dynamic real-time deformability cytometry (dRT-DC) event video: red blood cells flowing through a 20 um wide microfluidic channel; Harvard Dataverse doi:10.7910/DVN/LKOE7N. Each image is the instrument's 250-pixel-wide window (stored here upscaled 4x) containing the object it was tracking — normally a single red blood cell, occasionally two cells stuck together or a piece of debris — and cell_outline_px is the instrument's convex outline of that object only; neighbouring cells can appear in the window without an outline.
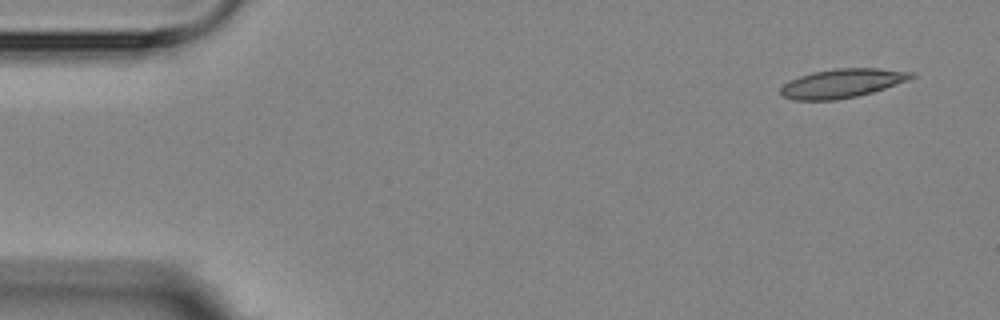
{"species": "Egyptian fruit bat (a non-hibernating species)", "species_latin": "Rousettus aegyptiacus", "temperature_condition": "room temperature", "stored_images_in_passage": 5, "camera_frame_rate_fps": 3000, "um_per_image_px": 0.085, "animal": {"sex": "female"}, "frame": {"image": 1, "passage_image": 1, "time_ms": 0.0, "image_size_px": [1000, 320], "cell_outline_px": [[916, 76], [908, 80], [872, 92], [856, 96], [836, 100], [792, 100], [780, 96], [780, 88], [788, 80], [812, 72], [836, 68], [876, 68], [916, 72]], "centroid_in_image_um": [71.55, 7.08], "position_along_channel_um": 13.4, "area_um2": 22.14}}
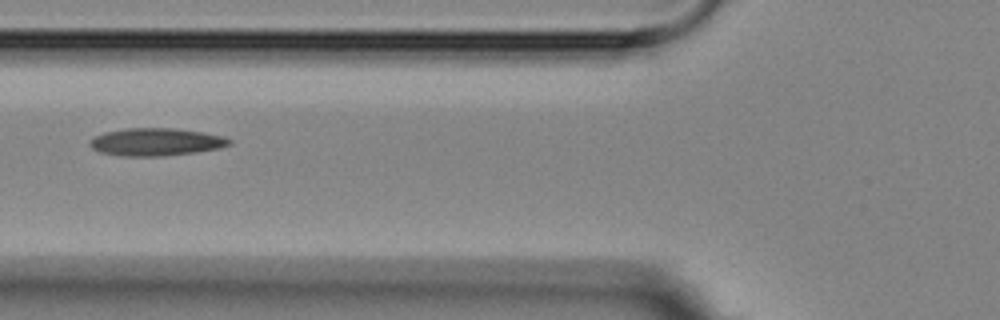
{"frame": {"image": 2, "passage_image": 5, "time_ms": 5.667, "image_size_px": [1000, 320], "cell_outline_px": [[232, 144], [220, 148], [196, 152], [164, 156], [120, 156], [100, 152], [92, 148], [88, 144], [96, 136], [104, 132], [124, 128], [176, 128], [204, 132], [224, 136], [232, 140]], "centroid_in_image_um": [13.3, 12.06], "position_along_channel_um": 112.5, "area_um2": 22.66}}